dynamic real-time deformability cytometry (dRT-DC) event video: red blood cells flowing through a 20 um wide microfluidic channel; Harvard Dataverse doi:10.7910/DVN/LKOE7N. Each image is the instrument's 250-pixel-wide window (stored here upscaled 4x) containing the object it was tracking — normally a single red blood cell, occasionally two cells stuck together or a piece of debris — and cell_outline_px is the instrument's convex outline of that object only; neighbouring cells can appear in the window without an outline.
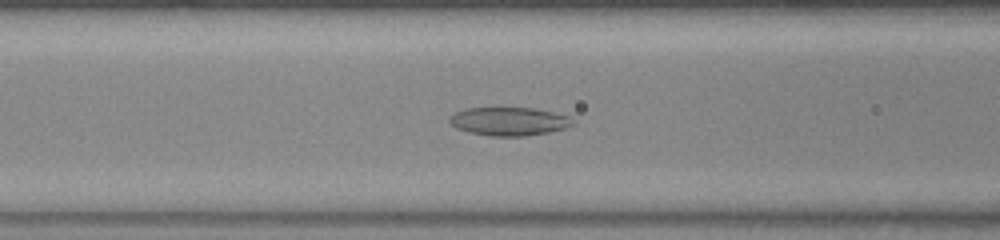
{"species": "common noctule bat (a hibernating species)", "species_latin": "Nyctalus noctula", "temperature_condition": "warm", "stored_images_in_passage": 38, "camera_frame_rate_fps": 3000, "um_per_image_px": 0.085, "animal": {"sex": "female", "body_mass_g": 23.0, "forearm_length_mm": 53.4}, "frame": {"image": 1, "passage_image": 11, "time_ms": 3.333, "image_size_px": [1000, 240], "cell_outline_px": [[572, 124], [564, 128], [548, 132], [524, 136], [488, 136], [468, 132], [456, 128], [448, 120], [456, 112], [468, 108], [532, 108], [552, 112], [568, 116], [572, 120]], "centroid_in_image_um": [43.23, 10.32], "position_along_channel_um": 123.4, "area_um2": 20.06}}
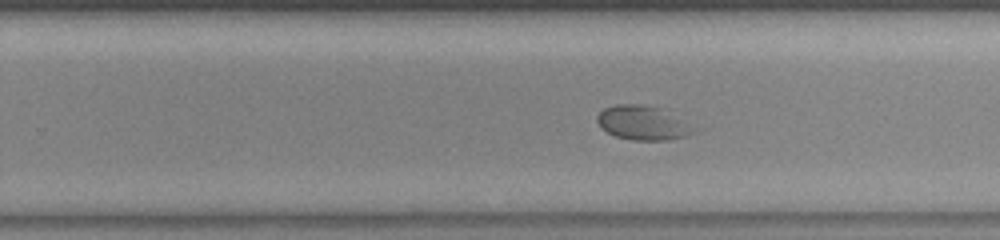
{"frame": {"image": 2, "passage_image": 23, "time_ms": 7.333, "image_size_px": [1000, 240], "cell_outline_px": [[684, 136], [668, 140], [632, 140], [616, 136], [608, 132], [596, 120], [596, 116], [604, 108], [616, 104], [644, 104], [660, 108], [684, 132]], "centroid_in_image_um": [54.28, 10.42], "position_along_channel_um": 275.5, "area_um2": 17.22}}
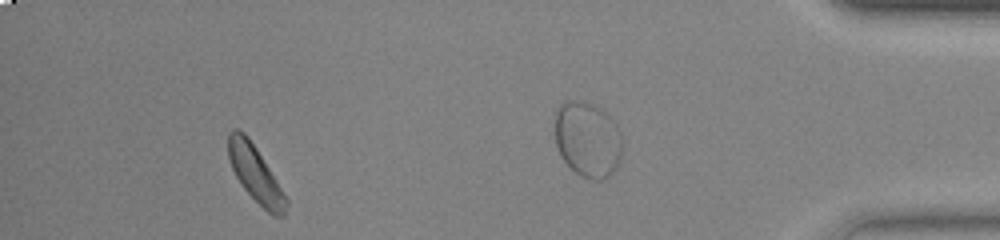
{"frame": {"image": 3, "passage_image": 33, "time_ms": 10.667, "image_size_px": [1000, 240], "cell_outline_px": [[288, 204], [284, 216], [272, 216], [240, 184], [232, 168], [228, 156], [228, 132], [232, 128], [236, 128], [244, 132], [248, 136], [256, 148], [276, 180], [288, 200]], "centroid_in_image_um": [21.69, 14.76], "position_along_channel_um": 413.5, "area_um2": 18.67}}